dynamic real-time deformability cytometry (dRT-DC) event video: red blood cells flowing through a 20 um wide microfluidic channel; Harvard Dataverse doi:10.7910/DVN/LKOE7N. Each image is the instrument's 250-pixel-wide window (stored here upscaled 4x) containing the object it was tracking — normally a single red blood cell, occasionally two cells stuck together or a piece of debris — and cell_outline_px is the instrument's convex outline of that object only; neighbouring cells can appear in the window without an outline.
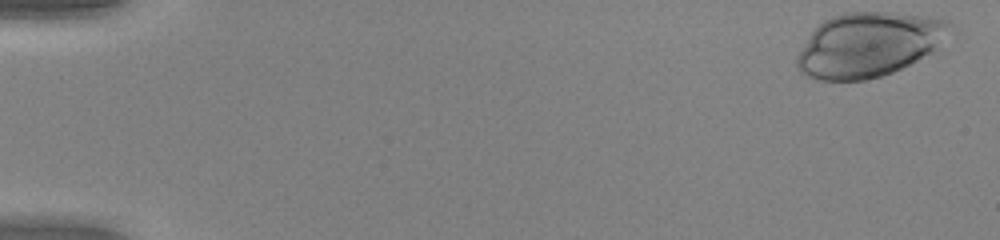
{"species": "human", "species_latin": "Homo sapiens", "temperature_condition": "warm", "stored_images_in_passage": 45, "camera_frame_rate_fps": 3000, "um_per_image_px": 0.085, "donor": {"sex": "female"}, "frame": {"image": 1, "passage_image": 1, "time_ms": 0.0, "image_size_px": [1000, 240], "cell_outline_px": [[952, 24], [932, 48], [928, 52], [916, 60], [892, 72], [880, 76], [864, 80], [820, 80], [808, 76], [796, 64], [796, 60], [800, 52], [812, 32], [824, 20], [832, 16], [844, 12], [892, 12], [924, 16], [948, 20]], "centroid_in_image_um": [73.78, 3.78], "position_along_channel_um": 11.2, "area_um2": 55.72}}
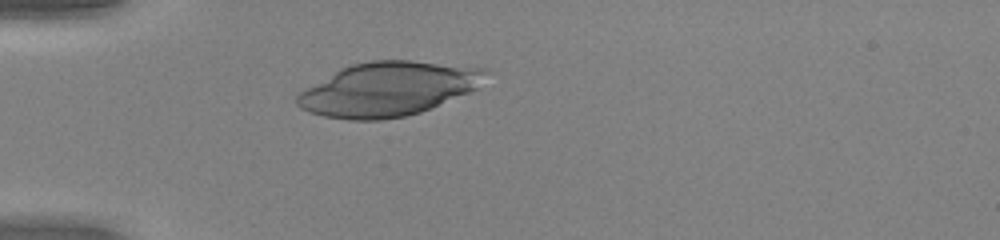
{"frame": {"image": 2, "passage_image": 15, "time_ms": 4.667, "image_size_px": [1000, 240], "cell_outline_px": [[488, 68], [476, 88], [468, 92], [420, 112], [404, 116], [380, 120], [352, 120], [324, 116], [300, 108], [296, 104], [296, 96], [300, 92], [340, 68], [352, 64], [372, 60], [412, 60]], "centroid_in_image_um": [32.96, 7.56], "position_along_channel_um": 52.0, "area_um2": 58.61}}